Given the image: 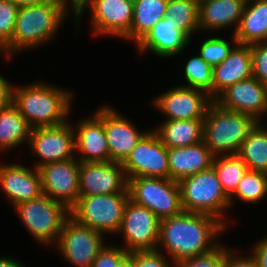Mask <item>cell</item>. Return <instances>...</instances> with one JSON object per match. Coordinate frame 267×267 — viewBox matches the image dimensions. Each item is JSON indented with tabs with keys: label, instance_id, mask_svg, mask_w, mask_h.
<instances>
[{
	"label": "cell",
	"instance_id": "obj_34",
	"mask_svg": "<svg viewBox=\"0 0 267 267\" xmlns=\"http://www.w3.org/2000/svg\"><path fill=\"white\" fill-rule=\"evenodd\" d=\"M231 42H228L226 38L217 37L216 35L214 37L210 36V38H205V40L202 39L197 52L211 67H215L228 57L233 47L238 43L234 34L232 35Z\"/></svg>",
	"mask_w": 267,
	"mask_h": 267
},
{
	"label": "cell",
	"instance_id": "obj_35",
	"mask_svg": "<svg viewBox=\"0 0 267 267\" xmlns=\"http://www.w3.org/2000/svg\"><path fill=\"white\" fill-rule=\"evenodd\" d=\"M18 7L10 0H0V53L11 43Z\"/></svg>",
	"mask_w": 267,
	"mask_h": 267
},
{
	"label": "cell",
	"instance_id": "obj_33",
	"mask_svg": "<svg viewBox=\"0 0 267 267\" xmlns=\"http://www.w3.org/2000/svg\"><path fill=\"white\" fill-rule=\"evenodd\" d=\"M185 87L206 92L213 100V67L197 55L189 58L184 65Z\"/></svg>",
	"mask_w": 267,
	"mask_h": 267
},
{
	"label": "cell",
	"instance_id": "obj_38",
	"mask_svg": "<svg viewBox=\"0 0 267 267\" xmlns=\"http://www.w3.org/2000/svg\"><path fill=\"white\" fill-rule=\"evenodd\" d=\"M253 77L267 85V42L250 45Z\"/></svg>",
	"mask_w": 267,
	"mask_h": 267
},
{
	"label": "cell",
	"instance_id": "obj_43",
	"mask_svg": "<svg viewBox=\"0 0 267 267\" xmlns=\"http://www.w3.org/2000/svg\"><path fill=\"white\" fill-rule=\"evenodd\" d=\"M13 84L0 75V110L6 108L12 102Z\"/></svg>",
	"mask_w": 267,
	"mask_h": 267
},
{
	"label": "cell",
	"instance_id": "obj_18",
	"mask_svg": "<svg viewBox=\"0 0 267 267\" xmlns=\"http://www.w3.org/2000/svg\"><path fill=\"white\" fill-rule=\"evenodd\" d=\"M221 107L246 114L258 122L267 118V85L252 77L233 84L215 100Z\"/></svg>",
	"mask_w": 267,
	"mask_h": 267
},
{
	"label": "cell",
	"instance_id": "obj_36",
	"mask_svg": "<svg viewBox=\"0 0 267 267\" xmlns=\"http://www.w3.org/2000/svg\"><path fill=\"white\" fill-rule=\"evenodd\" d=\"M224 257L225 245L220 243L210 252L182 260L175 267H223Z\"/></svg>",
	"mask_w": 267,
	"mask_h": 267
},
{
	"label": "cell",
	"instance_id": "obj_11",
	"mask_svg": "<svg viewBox=\"0 0 267 267\" xmlns=\"http://www.w3.org/2000/svg\"><path fill=\"white\" fill-rule=\"evenodd\" d=\"M32 155L38 156L35 168L51 162L75 158L74 129L71 121L54 127H38L30 131L27 144Z\"/></svg>",
	"mask_w": 267,
	"mask_h": 267
},
{
	"label": "cell",
	"instance_id": "obj_23",
	"mask_svg": "<svg viewBox=\"0 0 267 267\" xmlns=\"http://www.w3.org/2000/svg\"><path fill=\"white\" fill-rule=\"evenodd\" d=\"M247 0H202L199 2V32L237 30Z\"/></svg>",
	"mask_w": 267,
	"mask_h": 267
},
{
	"label": "cell",
	"instance_id": "obj_15",
	"mask_svg": "<svg viewBox=\"0 0 267 267\" xmlns=\"http://www.w3.org/2000/svg\"><path fill=\"white\" fill-rule=\"evenodd\" d=\"M79 167L76 158L39 167L43 194L70 209L79 198Z\"/></svg>",
	"mask_w": 267,
	"mask_h": 267
},
{
	"label": "cell",
	"instance_id": "obj_6",
	"mask_svg": "<svg viewBox=\"0 0 267 267\" xmlns=\"http://www.w3.org/2000/svg\"><path fill=\"white\" fill-rule=\"evenodd\" d=\"M13 210H16L31 237L45 246L56 245L65 220L70 216L66 205L44 194L16 205Z\"/></svg>",
	"mask_w": 267,
	"mask_h": 267
},
{
	"label": "cell",
	"instance_id": "obj_1",
	"mask_svg": "<svg viewBox=\"0 0 267 267\" xmlns=\"http://www.w3.org/2000/svg\"><path fill=\"white\" fill-rule=\"evenodd\" d=\"M225 229L228 228L213 216L183 211L160 221L157 250L163 247L176 264L216 248Z\"/></svg>",
	"mask_w": 267,
	"mask_h": 267
},
{
	"label": "cell",
	"instance_id": "obj_45",
	"mask_svg": "<svg viewBox=\"0 0 267 267\" xmlns=\"http://www.w3.org/2000/svg\"><path fill=\"white\" fill-rule=\"evenodd\" d=\"M10 1H12L18 8H21L30 5L46 4L52 2L53 0H10Z\"/></svg>",
	"mask_w": 267,
	"mask_h": 267
},
{
	"label": "cell",
	"instance_id": "obj_32",
	"mask_svg": "<svg viewBox=\"0 0 267 267\" xmlns=\"http://www.w3.org/2000/svg\"><path fill=\"white\" fill-rule=\"evenodd\" d=\"M266 196L267 173L248 170L239 182L236 191L229 197L230 205L233 206L234 199H239L247 204H255L264 200L263 198Z\"/></svg>",
	"mask_w": 267,
	"mask_h": 267
},
{
	"label": "cell",
	"instance_id": "obj_9",
	"mask_svg": "<svg viewBox=\"0 0 267 267\" xmlns=\"http://www.w3.org/2000/svg\"><path fill=\"white\" fill-rule=\"evenodd\" d=\"M105 235L83 225L69 216L61 229L55 247L74 267H91L99 252L107 244Z\"/></svg>",
	"mask_w": 267,
	"mask_h": 267
},
{
	"label": "cell",
	"instance_id": "obj_5",
	"mask_svg": "<svg viewBox=\"0 0 267 267\" xmlns=\"http://www.w3.org/2000/svg\"><path fill=\"white\" fill-rule=\"evenodd\" d=\"M183 211L207 214L217 218L227 228L226 212L231 208L215 170L211 167L179 182Z\"/></svg>",
	"mask_w": 267,
	"mask_h": 267
},
{
	"label": "cell",
	"instance_id": "obj_10",
	"mask_svg": "<svg viewBox=\"0 0 267 267\" xmlns=\"http://www.w3.org/2000/svg\"><path fill=\"white\" fill-rule=\"evenodd\" d=\"M160 220L149 209L130 199L125 205L122 223L116 235L123 236V249L133 251L157 250Z\"/></svg>",
	"mask_w": 267,
	"mask_h": 267
},
{
	"label": "cell",
	"instance_id": "obj_26",
	"mask_svg": "<svg viewBox=\"0 0 267 267\" xmlns=\"http://www.w3.org/2000/svg\"><path fill=\"white\" fill-rule=\"evenodd\" d=\"M165 147H187L203 141L204 119L163 120L153 129Z\"/></svg>",
	"mask_w": 267,
	"mask_h": 267
},
{
	"label": "cell",
	"instance_id": "obj_7",
	"mask_svg": "<svg viewBox=\"0 0 267 267\" xmlns=\"http://www.w3.org/2000/svg\"><path fill=\"white\" fill-rule=\"evenodd\" d=\"M128 200L129 191L79 196L77 202L70 208V216L105 236L110 233L116 235L120 229L124 208Z\"/></svg>",
	"mask_w": 267,
	"mask_h": 267
},
{
	"label": "cell",
	"instance_id": "obj_31",
	"mask_svg": "<svg viewBox=\"0 0 267 267\" xmlns=\"http://www.w3.org/2000/svg\"><path fill=\"white\" fill-rule=\"evenodd\" d=\"M212 168L228 197L236 191L239 182L248 172L247 165L237 154L215 156Z\"/></svg>",
	"mask_w": 267,
	"mask_h": 267
},
{
	"label": "cell",
	"instance_id": "obj_28",
	"mask_svg": "<svg viewBox=\"0 0 267 267\" xmlns=\"http://www.w3.org/2000/svg\"><path fill=\"white\" fill-rule=\"evenodd\" d=\"M167 3L168 0H136L133 3L130 41L137 45L165 17Z\"/></svg>",
	"mask_w": 267,
	"mask_h": 267
},
{
	"label": "cell",
	"instance_id": "obj_2",
	"mask_svg": "<svg viewBox=\"0 0 267 267\" xmlns=\"http://www.w3.org/2000/svg\"><path fill=\"white\" fill-rule=\"evenodd\" d=\"M47 83L39 80L12 87V104L31 129L59 126L69 121L74 93Z\"/></svg>",
	"mask_w": 267,
	"mask_h": 267
},
{
	"label": "cell",
	"instance_id": "obj_3",
	"mask_svg": "<svg viewBox=\"0 0 267 267\" xmlns=\"http://www.w3.org/2000/svg\"><path fill=\"white\" fill-rule=\"evenodd\" d=\"M68 17L56 0L19 8L12 41L2 51L3 56L10 60L19 51L53 41Z\"/></svg>",
	"mask_w": 267,
	"mask_h": 267
},
{
	"label": "cell",
	"instance_id": "obj_24",
	"mask_svg": "<svg viewBox=\"0 0 267 267\" xmlns=\"http://www.w3.org/2000/svg\"><path fill=\"white\" fill-rule=\"evenodd\" d=\"M169 178L181 179L212 167L214 155L204 141L187 147L168 148Z\"/></svg>",
	"mask_w": 267,
	"mask_h": 267
},
{
	"label": "cell",
	"instance_id": "obj_27",
	"mask_svg": "<svg viewBox=\"0 0 267 267\" xmlns=\"http://www.w3.org/2000/svg\"><path fill=\"white\" fill-rule=\"evenodd\" d=\"M31 128L12 102L0 110V151L6 152L29 142Z\"/></svg>",
	"mask_w": 267,
	"mask_h": 267
},
{
	"label": "cell",
	"instance_id": "obj_22",
	"mask_svg": "<svg viewBox=\"0 0 267 267\" xmlns=\"http://www.w3.org/2000/svg\"><path fill=\"white\" fill-rule=\"evenodd\" d=\"M252 77L250 45L237 43L228 57L213 67V101L228 87Z\"/></svg>",
	"mask_w": 267,
	"mask_h": 267
},
{
	"label": "cell",
	"instance_id": "obj_40",
	"mask_svg": "<svg viewBox=\"0 0 267 267\" xmlns=\"http://www.w3.org/2000/svg\"><path fill=\"white\" fill-rule=\"evenodd\" d=\"M61 8L69 15L74 14L76 30L80 28L81 16H84L85 10L91 5L93 0H56ZM71 11V12H70Z\"/></svg>",
	"mask_w": 267,
	"mask_h": 267
},
{
	"label": "cell",
	"instance_id": "obj_4",
	"mask_svg": "<svg viewBox=\"0 0 267 267\" xmlns=\"http://www.w3.org/2000/svg\"><path fill=\"white\" fill-rule=\"evenodd\" d=\"M257 123L249 115L225 109L212 101L204 118L203 141L214 156L237 154Z\"/></svg>",
	"mask_w": 267,
	"mask_h": 267
},
{
	"label": "cell",
	"instance_id": "obj_14",
	"mask_svg": "<svg viewBox=\"0 0 267 267\" xmlns=\"http://www.w3.org/2000/svg\"><path fill=\"white\" fill-rule=\"evenodd\" d=\"M94 113L103 121L108 143L109 161L122 163L136 144L149 131H139L132 120L116 108L102 105Z\"/></svg>",
	"mask_w": 267,
	"mask_h": 267
},
{
	"label": "cell",
	"instance_id": "obj_19",
	"mask_svg": "<svg viewBox=\"0 0 267 267\" xmlns=\"http://www.w3.org/2000/svg\"><path fill=\"white\" fill-rule=\"evenodd\" d=\"M0 188L13 208L43 194L39 169L21 163L0 164Z\"/></svg>",
	"mask_w": 267,
	"mask_h": 267
},
{
	"label": "cell",
	"instance_id": "obj_8",
	"mask_svg": "<svg viewBox=\"0 0 267 267\" xmlns=\"http://www.w3.org/2000/svg\"><path fill=\"white\" fill-rule=\"evenodd\" d=\"M129 199L144 206L161 221L183 212L179 183L170 178L128 179Z\"/></svg>",
	"mask_w": 267,
	"mask_h": 267
},
{
	"label": "cell",
	"instance_id": "obj_25",
	"mask_svg": "<svg viewBox=\"0 0 267 267\" xmlns=\"http://www.w3.org/2000/svg\"><path fill=\"white\" fill-rule=\"evenodd\" d=\"M234 36L238 43L267 42V0H247Z\"/></svg>",
	"mask_w": 267,
	"mask_h": 267
},
{
	"label": "cell",
	"instance_id": "obj_12",
	"mask_svg": "<svg viewBox=\"0 0 267 267\" xmlns=\"http://www.w3.org/2000/svg\"><path fill=\"white\" fill-rule=\"evenodd\" d=\"M127 180L134 177L169 178L167 148L151 129L121 163Z\"/></svg>",
	"mask_w": 267,
	"mask_h": 267
},
{
	"label": "cell",
	"instance_id": "obj_37",
	"mask_svg": "<svg viewBox=\"0 0 267 267\" xmlns=\"http://www.w3.org/2000/svg\"><path fill=\"white\" fill-rule=\"evenodd\" d=\"M162 251H133L128 256L133 260L134 267H175V264L169 261L170 258L166 259Z\"/></svg>",
	"mask_w": 267,
	"mask_h": 267
},
{
	"label": "cell",
	"instance_id": "obj_41",
	"mask_svg": "<svg viewBox=\"0 0 267 267\" xmlns=\"http://www.w3.org/2000/svg\"><path fill=\"white\" fill-rule=\"evenodd\" d=\"M225 245V257L223 267H256V262L254 258L249 255L241 256V254L237 255L239 252L233 250L230 247H226Z\"/></svg>",
	"mask_w": 267,
	"mask_h": 267
},
{
	"label": "cell",
	"instance_id": "obj_16",
	"mask_svg": "<svg viewBox=\"0 0 267 267\" xmlns=\"http://www.w3.org/2000/svg\"><path fill=\"white\" fill-rule=\"evenodd\" d=\"M128 180L119 162H80L79 196L126 193Z\"/></svg>",
	"mask_w": 267,
	"mask_h": 267
},
{
	"label": "cell",
	"instance_id": "obj_44",
	"mask_svg": "<svg viewBox=\"0 0 267 267\" xmlns=\"http://www.w3.org/2000/svg\"><path fill=\"white\" fill-rule=\"evenodd\" d=\"M0 267H26L23 262L18 261L17 259L9 257H0Z\"/></svg>",
	"mask_w": 267,
	"mask_h": 267
},
{
	"label": "cell",
	"instance_id": "obj_17",
	"mask_svg": "<svg viewBox=\"0 0 267 267\" xmlns=\"http://www.w3.org/2000/svg\"><path fill=\"white\" fill-rule=\"evenodd\" d=\"M92 33L130 41L133 3L125 0H93L89 6Z\"/></svg>",
	"mask_w": 267,
	"mask_h": 267
},
{
	"label": "cell",
	"instance_id": "obj_46",
	"mask_svg": "<svg viewBox=\"0 0 267 267\" xmlns=\"http://www.w3.org/2000/svg\"><path fill=\"white\" fill-rule=\"evenodd\" d=\"M118 267H134L133 260L127 256Z\"/></svg>",
	"mask_w": 267,
	"mask_h": 267
},
{
	"label": "cell",
	"instance_id": "obj_29",
	"mask_svg": "<svg viewBox=\"0 0 267 267\" xmlns=\"http://www.w3.org/2000/svg\"><path fill=\"white\" fill-rule=\"evenodd\" d=\"M258 122L249 132L237 155L250 171L267 173V127Z\"/></svg>",
	"mask_w": 267,
	"mask_h": 267
},
{
	"label": "cell",
	"instance_id": "obj_42",
	"mask_svg": "<svg viewBox=\"0 0 267 267\" xmlns=\"http://www.w3.org/2000/svg\"><path fill=\"white\" fill-rule=\"evenodd\" d=\"M251 252L256 267H267V235L254 243Z\"/></svg>",
	"mask_w": 267,
	"mask_h": 267
},
{
	"label": "cell",
	"instance_id": "obj_47",
	"mask_svg": "<svg viewBox=\"0 0 267 267\" xmlns=\"http://www.w3.org/2000/svg\"><path fill=\"white\" fill-rule=\"evenodd\" d=\"M125 1H129L131 3H134L136 0H125Z\"/></svg>",
	"mask_w": 267,
	"mask_h": 267
},
{
	"label": "cell",
	"instance_id": "obj_21",
	"mask_svg": "<svg viewBox=\"0 0 267 267\" xmlns=\"http://www.w3.org/2000/svg\"><path fill=\"white\" fill-rule=\"evenodd\" d=\"M189 41L191 40L181 30L176 29V26L164 17L135 46L140 55L149 51L158 57L171 58L184 52Z\"/></svg>",
	"mask_w": 267,
	"mask_h": 267
},
{
	"label": "cell",
	"instance_id": "obj_30",
	"mask_svg": "<svg viewBox=\"0 0 267 267\" xmlns=\"http://www.w3.org/2000/svg\"><path fill=\"white\" fill-rule=\"evenodd\" d=\"M165 17L189 39L199 32V2L196 0H168Z\"/></svg>",
	"mask_w": 267,
	"mask_h": 267
},
{
	"label": "cell",
	"instance_id": "obj_20",
	"mask_svg": "<svg viewBox=\"0 0 267 267\" xmlns=\"http://www.w3.org/2000/svg\"><path fill=\"white\" fill-rule=\"evenodd\" d=\"M83 119V120H82ZM74 125L75 158L79 162H108L109 150L104 123L95 114L82 118Z\"/></svg>",
	"mask_w": 267,
	"mask_h": 267
},
{
	"label": "cell",
	"instance_id": "obj_39",
	"mask_svg": "<svg viewBox=\"0 0 267 267\" xmlns=\"http://www.w3.org/2000/svg\"><path fill=\"white\" fill-rule=\"evenodd\" d=\"M117 245V243L106 244L97 255L91 267H118L129 253Z\"/></svg>",
	"mask_w": 267,
	"mask_h": 267
},
{
	"label": "cell",
	"instance_id": "obj_13",
	"mask_svg": "<svg viewBox=\"0 0 267 267\" xmlns=\"http://www.w3.org/2000/svg\"><path fill=\"white\" fill-rule=\"evenodd\" d=\"M212 101L202 90L178 85L160 93L152 105L166 115V120H191L204 119Z\"/></svg>",
	"mask_w": 267,
	"mask_h": 267
}]
</instances>
